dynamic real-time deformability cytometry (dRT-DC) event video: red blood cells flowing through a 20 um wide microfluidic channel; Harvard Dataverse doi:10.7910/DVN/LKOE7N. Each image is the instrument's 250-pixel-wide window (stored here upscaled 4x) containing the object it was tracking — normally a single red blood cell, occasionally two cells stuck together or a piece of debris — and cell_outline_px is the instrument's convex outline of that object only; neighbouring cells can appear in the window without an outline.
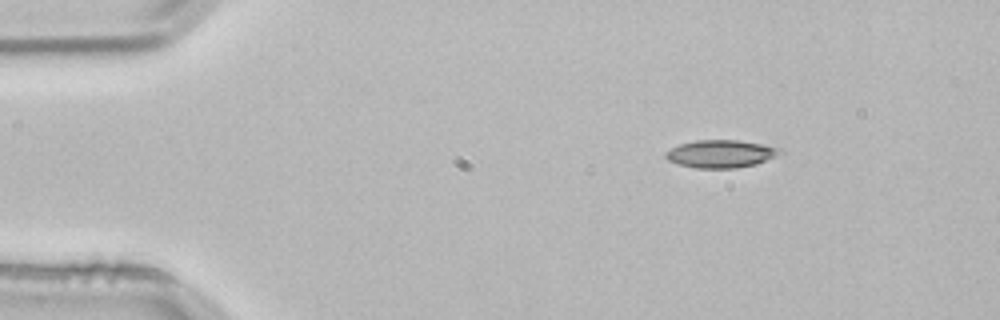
{"species": "common noctule bat (a hibernating species)", "species_latin": "Nyctalus noctula", "temperature_condition": "room temperature", "stored_images_in_passage": 3, "camera_frame_rate_fps": 3000, "um_per_image_px": 0.085, "animal": {"sex": "male", "body_mass_g": 21.5, "forearm_length_mm": 52.0}, "frame": {"image": 1, "passage_image": 1, "time_ms": 0.0, "image_size_px": [1000, 320], "cell_outline_px": [[784, 152], [756, 164], [736, 168], [696, 168], [680, 164], [668, 160], [664, 156], [664, 152], [680, 144], [696, 140], [736, 140], [760, 144], [780, 148]], "centroid_in_image_um": [61.25, 13.07], "position_along_channel_um": 23.8, "area_um2": 18.26}}
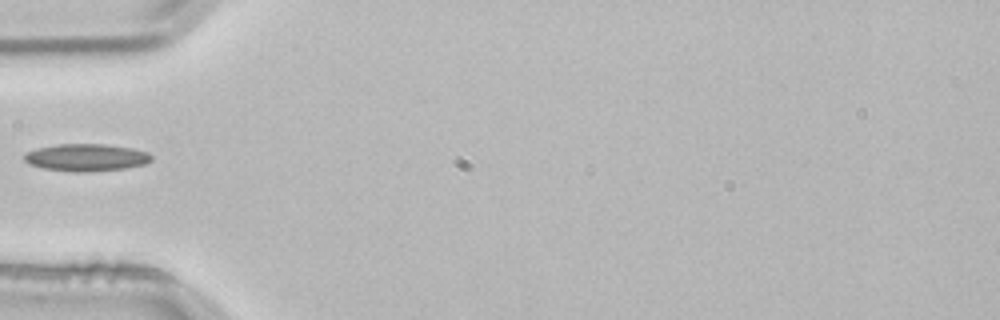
{"frame": {"image": 2, "passage_image": 3, "time_ms": 0.667, "image_size_px": [1000, 320], "cell_outline_px": [[152, 160], [144, 164], [124, 168], [76, 172], [44, 168], [28, 164], [24, 160], [24, 152], [36, 148], [56, 144], [104, 144], [132, 148], [148, 152], [152, 156]], "centroid_in_image_um": [7.29, 13.37], "position_along_channel_um": 77.7, "area_um2": 20.11}}